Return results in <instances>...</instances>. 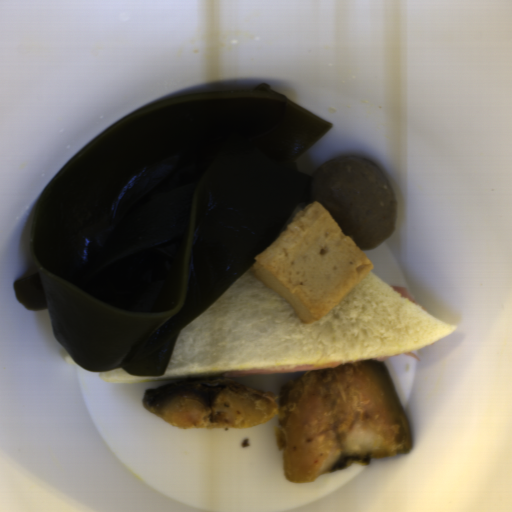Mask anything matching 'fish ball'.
<instances>
[{"label":"fish ball","instance_id":"obj_1","mask_svg":"<svg viewBox=\"0 0 512 512\" xmlns=\"http://www.w3.org/2000/svg\"><path fill=\"white\" fill-rule=\"evenodd\" d=\"M254 258L250 274L277 293L303 324L322 319L374 269L316 200Z\"/></svg>","mask_w":512,"mask_h":512}]
</instances>
